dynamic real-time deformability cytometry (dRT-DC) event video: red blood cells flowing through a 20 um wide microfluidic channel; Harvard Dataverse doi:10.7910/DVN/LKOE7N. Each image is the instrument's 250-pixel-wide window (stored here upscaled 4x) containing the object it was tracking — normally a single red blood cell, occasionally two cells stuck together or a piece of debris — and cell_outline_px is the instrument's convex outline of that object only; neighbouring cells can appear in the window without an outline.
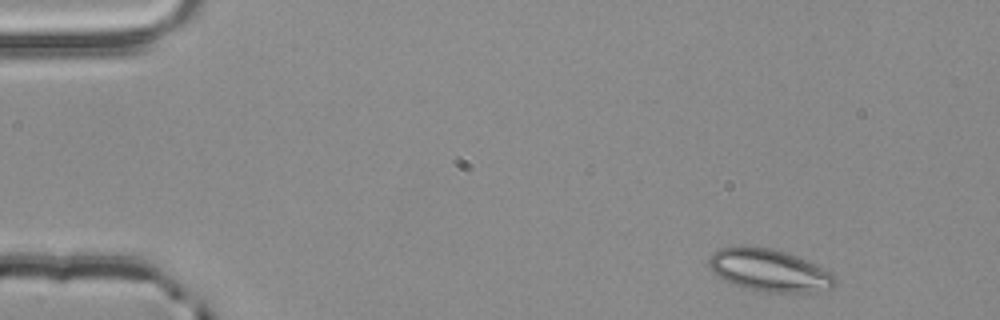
{"species": "common noctule bat (a hibernating species)", "species_latin": "Nyctalus noctula", "temperature_condition": "room temperature", "stored_images_in_passage": 3, "camera_frame_rate_fps": 3000, "um_per_image_px": 0.085, "animal": {"sex": "male", "body_mass_g": 20.4}, "frame": {"image": 1, "passage_image": 1, "time_ms": 0.0, "image_size_px": [1000, 320], "cell_outline_px": [[836, 284], [832, 288], [812, 292], [764, 292], [740, 288], [724, 280], [712, 272], [708, 264], [708, 256], [712, 252], [720, 248], [740, 244], [748, 244], [772, 248], [788, 252], [800, 256], [816, 264], [836, 276]], "centroid_in_image_um": [65.34, 22.94], "position_along_channel_um": 19.7, "area_um2": 32.14}}